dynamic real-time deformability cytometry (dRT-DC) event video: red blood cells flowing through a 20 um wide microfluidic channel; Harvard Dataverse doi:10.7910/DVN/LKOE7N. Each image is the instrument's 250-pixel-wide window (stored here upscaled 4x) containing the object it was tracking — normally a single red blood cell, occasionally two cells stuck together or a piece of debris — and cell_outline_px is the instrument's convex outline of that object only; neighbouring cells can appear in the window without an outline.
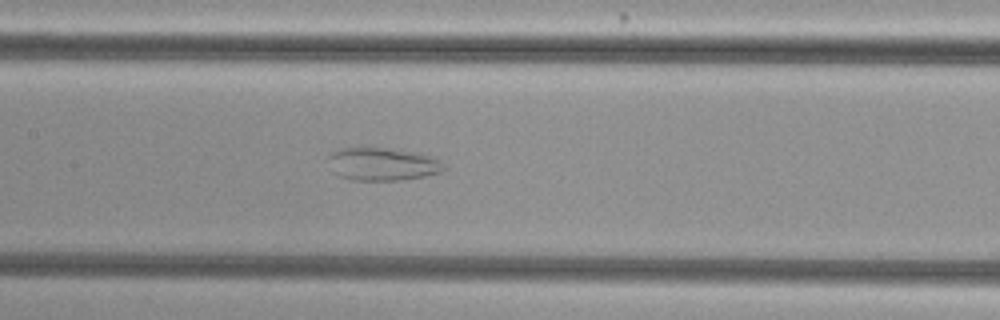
{"species": "common noctule bat (a hibernating species)", "species_latin": "Nyctalus noctula", "temperature_condition": "cold", "stored_images_in_passage": 40, "camera_frame_rate_fps": 3000, "um_per_image_px": 0.085, "animal": {"sex": "female", "body_mass_g": 29.2, "forearm_length_mm": 56.3}, "frame": {"image": 1, "passage_image": 16, "time_ms": 5.0, "image_size_px": [1000, 320], "cell_outline_px": [[448, 168], [440, 172], [424, 176], [400, 180], [352, 180], [340, 176], [332, 172], [328, 156], [332, 152], [344, 148], [392, 148], [412, 152], [428, 156], [440, 160]], "centroid_in_image_um": [32.51, 13.96], "position_along_channel_um": 174.9, "area_um2": 22.02}}
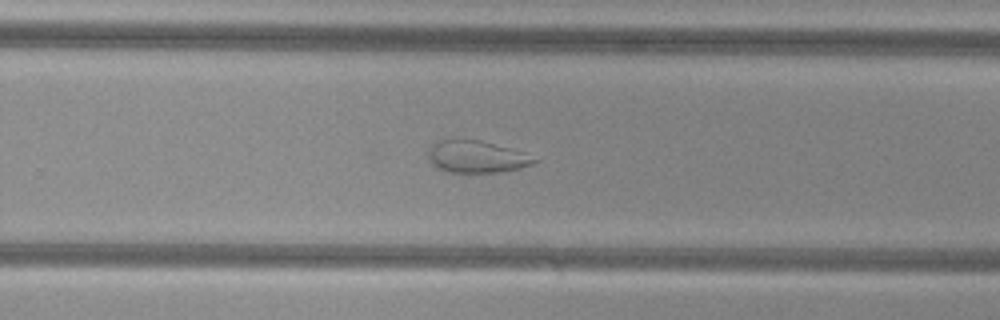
{"frame": {"image": 2, "passage_image": 25, "time_ms": 8.0, "image_size_px": [1000, 320], "cell_outline_px": [[540, 160], [532, 164], [520, 168], [496, 172], [452, 172], [436, 168], [428, 160], [428, 152], [432, 144], [436, 140], [480, 140], [524, 152]], "centroid_in_image_um": [40.49, 13.32], "position_along_channel_um": 289.3, "area_um2": 19.71}}
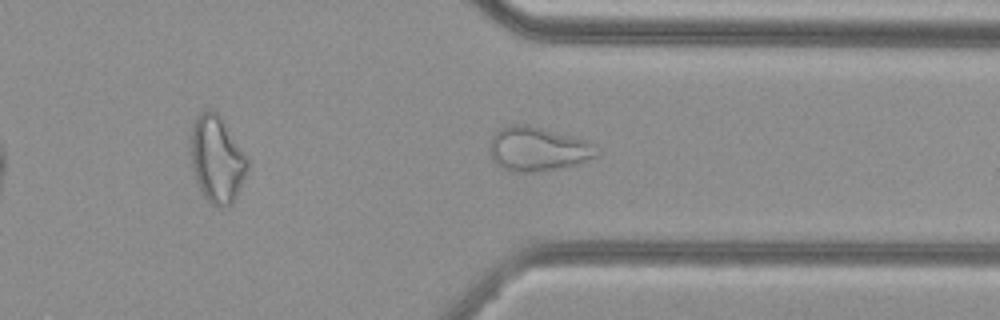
{"frame": {"image": 3, "passage_image": 31, "time_ms": 10.0, "image_size_px": [1000, 320], "cell_outline_px": [[600, 152], [596, 156], [576, 164], [536, 172], [508, 172], [496, 164], [492, 160], [488, 148], [492, 136], [500, 128], [508, 124], [528, 124], [572, 136], [584, 140], [600, 148]], "centroid_in_image_um": [45.66, 12.66], "position_along_channel_um": 365.7, "area_um2": 27.74}}